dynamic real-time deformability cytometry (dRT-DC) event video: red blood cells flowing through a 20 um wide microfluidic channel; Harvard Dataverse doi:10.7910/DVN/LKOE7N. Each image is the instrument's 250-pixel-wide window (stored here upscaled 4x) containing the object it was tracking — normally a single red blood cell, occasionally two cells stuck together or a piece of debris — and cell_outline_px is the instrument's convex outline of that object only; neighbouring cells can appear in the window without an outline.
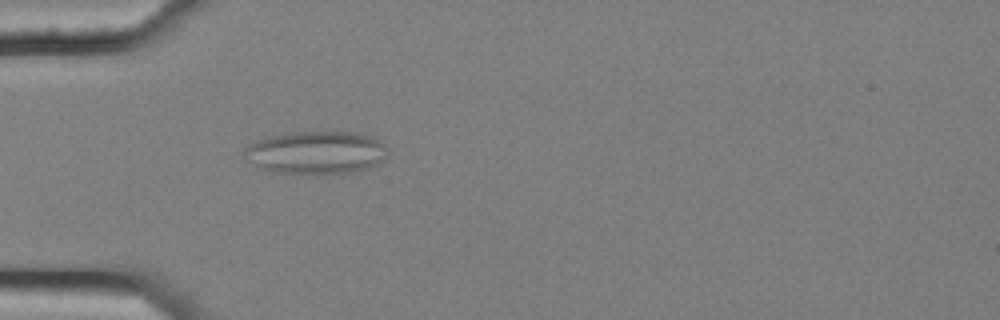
{"species": "common noctule bat (a hibernating species)", "species_latin": "Nyctalus noctula", "temperature_condition": "cold", "stored_images_in_passage": 1, "camera_frame_rate_fps": 3000, "um_per_image_px": 0.085, "animal": {"sex": "female", "body_mass_g": 25.1}, "frame": {"image": 1, "passage_image": 1, "time_ms": 0.0, "image_size_px": [1000, 320], "cell_outline_px": [[388, 152], [380, 160], [364, 168], [352, 172], [272, 172], [256, 168], [252, 164], [244, 152], [244, 148], [260, 140], [272, 136], [292, 132], [360, 132], [372, 136], [380, 140], [388, 148]], "centroid_in_image_um": [26.87, 12.93], "position_along_channel_um": 58.1, "area_um2": 34.97}}